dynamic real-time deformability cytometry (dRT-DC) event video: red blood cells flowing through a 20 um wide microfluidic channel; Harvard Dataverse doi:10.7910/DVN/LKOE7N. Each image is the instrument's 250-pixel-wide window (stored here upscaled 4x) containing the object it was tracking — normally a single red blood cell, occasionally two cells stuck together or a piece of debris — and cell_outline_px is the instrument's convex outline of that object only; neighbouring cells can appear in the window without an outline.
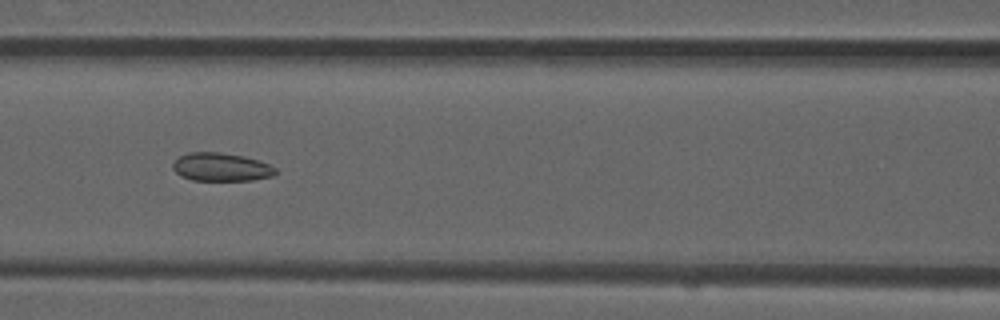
{"species": "common noctule bat (a hibernating species)", "species_latin": "Nyctalus noctula", "temperature_condition": "room temperature", "stored_images_in_passage": 8, "camera_frame_rate_fps": 3000, "um_per_image_px": 0.085, "animal": {"sex": "male", "forearm_length_mm": 52.5}, "frame": {"image": 1, "passage_image": 6, "time_ms": 1.667, "image_size_px": [1000, 320], "cell_outline_px": [[276, 172], [272, 176], [252, 180], [192, 180], [180, 176], [172, 168], [172, 164], [180, 156], [188, 152], [220, 152], [244, 156], [268, 164], [276, 168]], "centroid_in_image_um": [18.77, 14.2], "position_along_channel_um": 147.8, "area_um2": 16.82}}
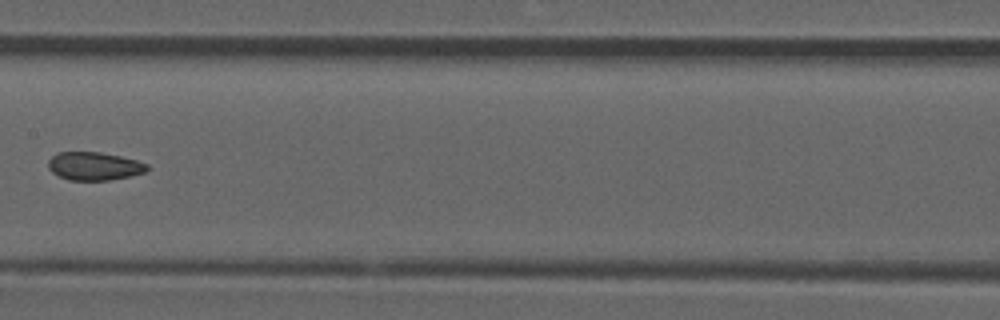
{"frame": {"image": 2, "passage_image": 7, "time_ms": 2.0, "image_size_px": [1000, 320], "cell_outline_px": [[148, 168], [144, 172], [128, 176], [108, 180], [68, 180], [52, 172], [48, 168], [48, 160], [56, 152], [100, 152], [120, 156], [136, 160], [148, 164]], "centroid_in_image_um": [7.97, 14.11], "position_along_channel_um": 199.4, "area_um2": 16.13}}
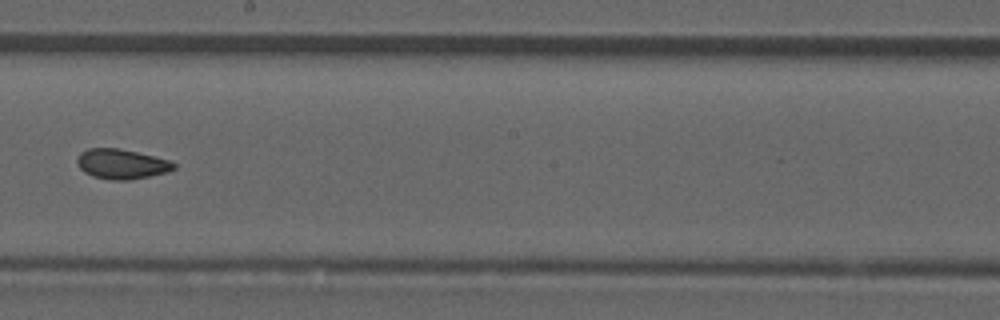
{"frame": {"image": 3, "passage_image": 8, "time_ms": 2.333, "image_size_px": [1000, 320], "cell_outline_px": [[176, 168], [168, 172], [128, 180], [112, 180], [92, 176], [84, 172], [80, 168], [76, 160], [80, 152], [88, 148], [120, 148], [172, 160], [176, 164]], "centroid_in_image_um": [10.35, 13.93], "position_along_channel_um": 237.8, "area_um2": 16.99}}